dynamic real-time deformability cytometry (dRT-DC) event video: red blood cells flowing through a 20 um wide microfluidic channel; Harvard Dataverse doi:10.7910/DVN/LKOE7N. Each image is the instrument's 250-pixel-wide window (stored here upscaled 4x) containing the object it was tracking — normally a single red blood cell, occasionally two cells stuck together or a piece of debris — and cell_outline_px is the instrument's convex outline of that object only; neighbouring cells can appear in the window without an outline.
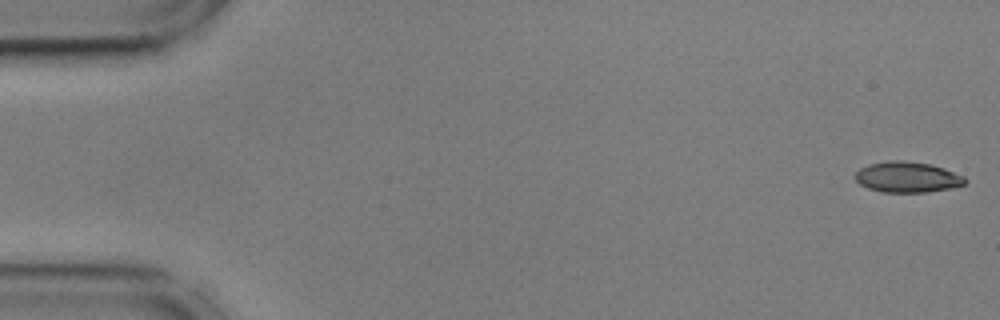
{"species": "common noctule bat (a hibernating species)", "species_latin": "Nyctalus noctula", "temperature_condition": "cold", "stored_images_in_passage": 55, "camera_frame_rate_fps": 3000, "um_per_image_px": 0.085, "animal": {"sex": "male", "body_mass_g": 17.9, "forearm_length_mm": 54.2}, "frame": {"image": 1, "passage_image": 1, "time_ms": 0.0, "image_size_px": [1000, 320], "cell_outline_px": [[968, 180], [964, 184], [952, 188], [928, 192], [880, 192], [868, 188], [860, 184], [852, 176], [860, 168], [868, 164], [888, 160], [904, 160], [932, 164], [944, 168], [964, 176]], "centroid_in_image_um": [77.11, 15.05], "position_along_channel_um": 7.9, "area_um2": 19.94}}
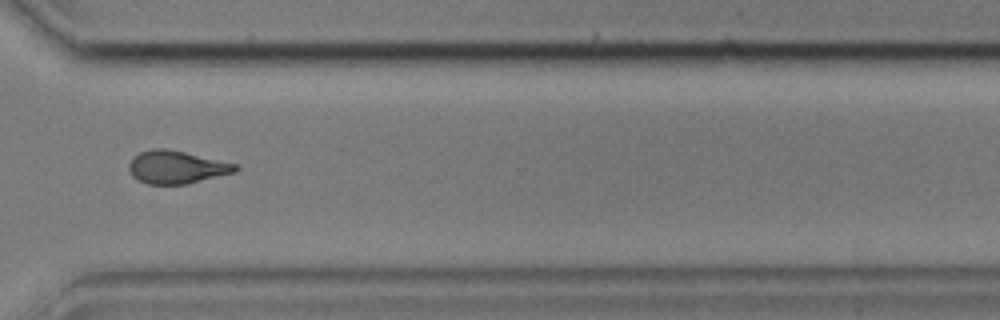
{"frame": {"image": 2, "passage_image": 41, "time_ms": 13.333, "image_size_px": [1000, 320], "cell_outline_px": [[240, 168], [236, 172], [184, 184], [148, 184], [132, 176], [128, 168], [128, 164], [140, 152], [152, 148], [168, 148], [236, 164]], "centroid_in_image_um": [15.0, 14.2], "position_along_channel_um": 355.6, "area_um2": 20.17}}
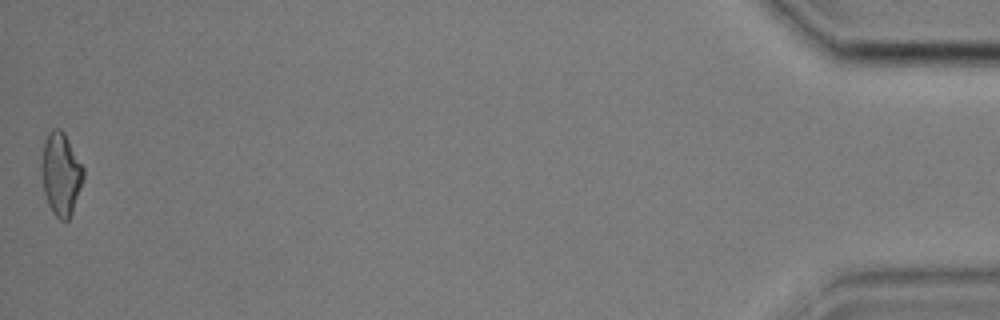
{"frame": {"image": 3, "passage_image": 55, "time_ms": 18.0, "image_size_px": [1000, 320], "cell_outline_px": [[84, 176], [72, 212], [68, 220], [60, 220], [52, 212], [48, 204], [44, 192], [40, 172], [40, 164], [44, 140], [48, 132], [52, 128], [60, 128], [64, 132], [84, 168]], "centroid_in_image_um": [5.14, 14.75], "position_along_channel_um": 430.1, "area_um2": 20.35}, "authors_computed_cell_mechanics": {"area_um2": 20.23, "velocity_mm_per_s": 3.604, "shape_relaxation_time_tau1_ms": 9.1619, "shape_relaxation_time_tau2_ms": 2.6925, "deformation_change_tau1": 0.1967, "deformation_change_tau2": 0.0873}}